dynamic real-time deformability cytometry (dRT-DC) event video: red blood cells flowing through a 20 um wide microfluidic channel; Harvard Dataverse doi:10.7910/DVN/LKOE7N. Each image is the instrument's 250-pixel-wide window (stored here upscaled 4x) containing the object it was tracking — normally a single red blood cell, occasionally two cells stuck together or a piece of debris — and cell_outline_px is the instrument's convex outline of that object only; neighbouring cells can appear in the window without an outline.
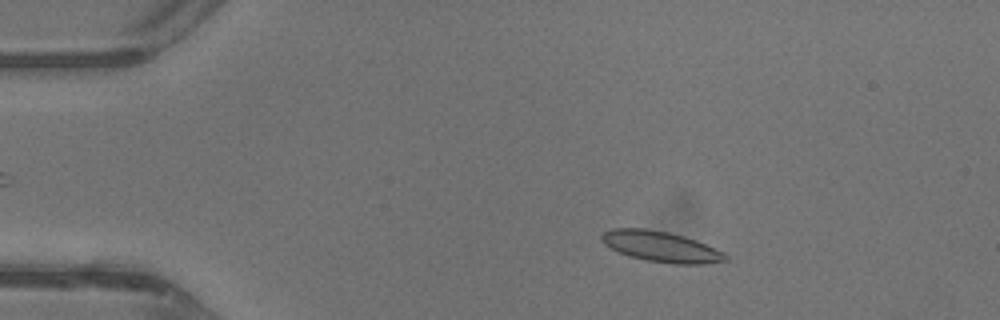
{"species": "common noctule bat (a hibernating species)", "species_latin": "Nyctalus noctula", "temperature_condition": "warm", "stored_images_in_passage": 43, "camera_frame_rate_fps": 3000, "um_per_image_px": 0.085, "animal": {"sex": "male", "body_mass_g": 13.3}, "frame": {"image": 1, "passage_image": 7, "time_ms": 2.0, "image_size_px": [1000, 320], "cell_outline_px": [[728, 260], [704, 264], [672, 264], [644, 260], [620, 252], [604, 244], [600, 240], [600, 236], [604, 232], [612, 228], [644, 228], [668, 232], [684, 236], [696, 240], [724, 252], [728, 256]], "centroid_in_image_um": [56.19, 20.96], "position_along_channel_um": 28.8, "area_um2": 22.08}}
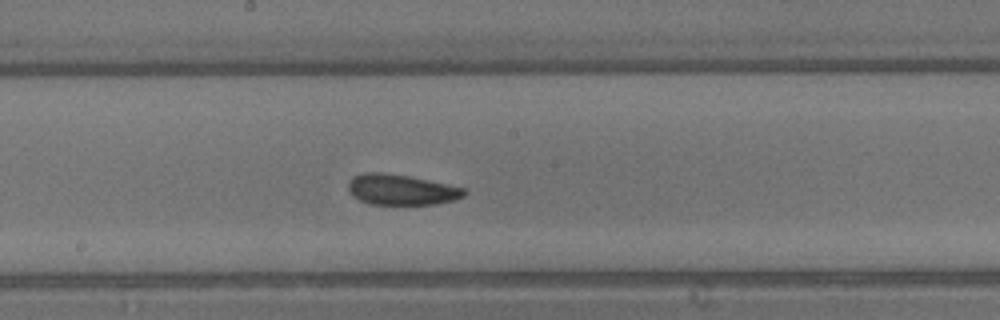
{"frame": {"image": 2, "passage_image": 23, "time_ms": 7.333, "image_size_px": [1000, 320], "cell_outline_px": [[464, 196], [452, 200], [436, 204], [368, 204], [352, 196], [348, 192], [348, 180], [352, 176], [364, 172], [380, 172], [408, 176], [448, 184], [464, 188]], "centroid_in_image_um": [34.03, 16.11], "position_along_channel_um": 214.2, "area_um2": 20.63}}
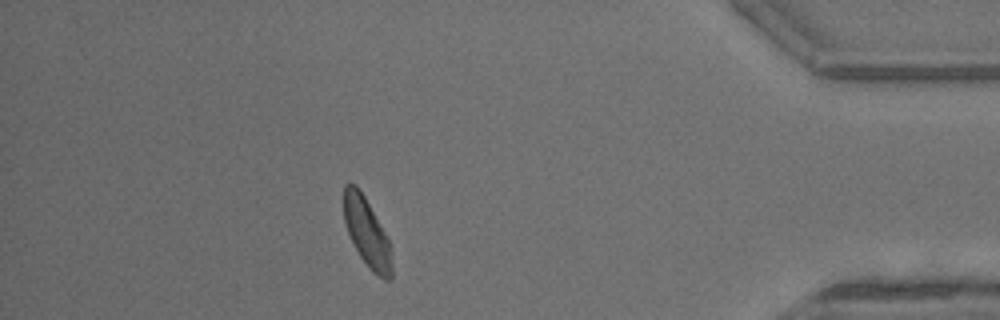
{"frame": {"image": 3, "passage_image": 38, "time_ms": 12.333, "image_size_px": [1000, 320], "cell_outline_px": [[392, 280], [384, 280], [372, 272], [368, 268], [360, 256], [348, 232], [344, 220], [344, 184], [356, 184], [364, 196], [384, 232], [388, 240], [392, 268]], "centroid_in_image_um": [31.18, 19.79], "position_along_channel_um": 404.0, "area_um2": 18.73}, "authors_computed_cell_mechanics": {"area_um2": 20.808, "velocity_mm_per_s": 4.7175, "shape_relaxation_time_tau1_ms": 3.5848, "shape_relaxation_time_tau2_ms": 1.2717, "deformation_change_tau1": 0.0975, "deformation_change_tau2": 0.0589}}